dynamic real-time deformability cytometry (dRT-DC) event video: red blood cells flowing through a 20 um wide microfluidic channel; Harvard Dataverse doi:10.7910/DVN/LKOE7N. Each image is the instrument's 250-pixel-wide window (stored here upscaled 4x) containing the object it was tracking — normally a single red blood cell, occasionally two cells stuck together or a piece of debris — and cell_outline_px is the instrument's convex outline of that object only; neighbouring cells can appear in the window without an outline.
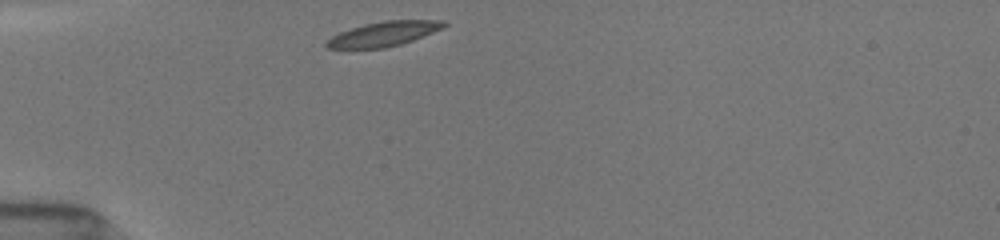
{"species": "common noctule bat (a hibernating species)", "species_latin": "Nyctalus noctula", "temperature_condition": "room temperature", "stored_images_in_passage": 6, "camera_frame_rate_fps": 3000, "um_per_image_px": 0.085, "animal": {"sex": "female", "body_mass_g": 19.5, "forearm_length_mm": 54.1}, "frame": {"image": 1, "passage_image": 1, "time_ms": 0.0, "image_size_px": [1000, 240], "cell_outline_px": [[448, 24], [432, 32], [412, 40], [400, 44], [384, 48], [324, 48], [324, 40], [340, 32], [364, 24], [384, 20], [444, 20]], "centroid_in_image_um": [32.55, 2.88], "position_along_channel_um": 52.5, "area_um2": 16.7}}
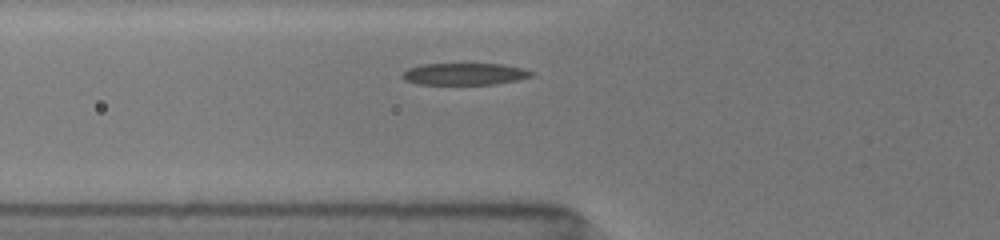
{"frame": {"image": 2, "passage_image": 5, "time_ms": 1.333, "image_size_px": [1000, 240], "cell_outline_px": [[536, 72], [532, 76], [516, 80], [496, 84], [416, 84], [404, 80], [400, 76], [408, 68], [420, 64], [504, 64], [524, 68]], "centroid_in_image_um": [39.49, 6.28], "position_along_channel_um": 86.3, "area_um2": 16.59}}